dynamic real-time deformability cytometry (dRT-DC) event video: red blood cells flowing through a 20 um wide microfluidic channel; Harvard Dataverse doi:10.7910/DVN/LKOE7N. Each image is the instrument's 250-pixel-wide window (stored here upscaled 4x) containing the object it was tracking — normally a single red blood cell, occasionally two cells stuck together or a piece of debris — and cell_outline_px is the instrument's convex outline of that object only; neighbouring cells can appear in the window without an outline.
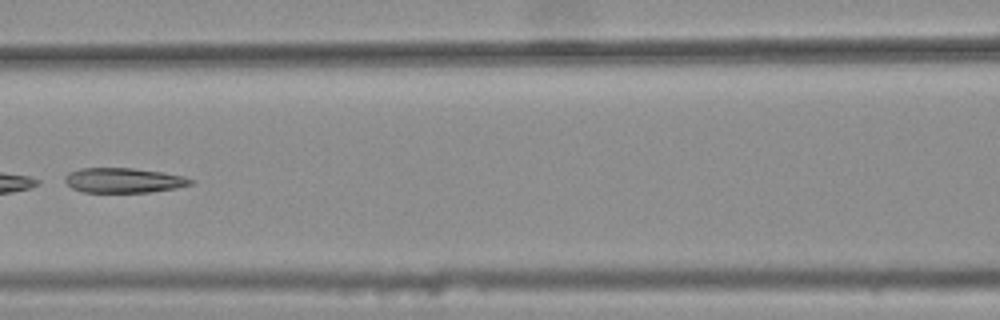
{"species": "common noctule bat (a hibernating species)", "species_latin": "Nyctalus noctula", "temperature_condition": "warm", "stored_images_in_passage": 7, "camera_frame_rate_fps": 3000, "um_per_image_px": 0.085, "animal": {"sex": "female", "body_mass_g": 25.1}, "frame": {"image": 1, "passage_image": 6, "time_ms": 1.667, "image_size_px": [1000, 320], "cell_outline_px": [[196, 180], [192, 184], [176, 188], [152, 192], [84, 192], [72, 188], [64, 180], [64, 176], [68, 172], [80, 168], [132, 168], [160, 172], [184, 176]], "centroid_in_image_um": [10.51, 15.33], "position_along_channel_um": 156.1, "area_um2": 18.26}}
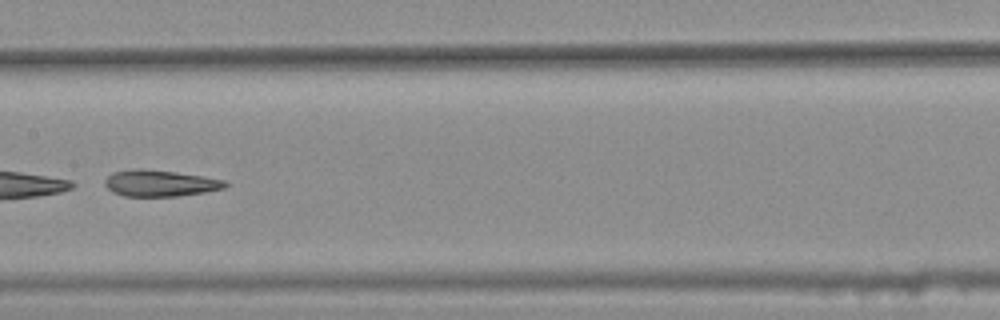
{"frame": {"image": 2, "passage_image": 7, "time_ms": 2.0, "image_size_px": [1000, 320], "cell_outline_px": [[228, 184], [224, 188], [204, 192], [176, 196], [124, 196], [112, 192], [104, 184], [104, 180], [112, 172], [136, 168], [140, 168], [176, 172], [224, 180]], "centroid_in_image_um": [13.55, 15.57], "position_along_channel_um": 193.9, "area_um2": 18.38}}